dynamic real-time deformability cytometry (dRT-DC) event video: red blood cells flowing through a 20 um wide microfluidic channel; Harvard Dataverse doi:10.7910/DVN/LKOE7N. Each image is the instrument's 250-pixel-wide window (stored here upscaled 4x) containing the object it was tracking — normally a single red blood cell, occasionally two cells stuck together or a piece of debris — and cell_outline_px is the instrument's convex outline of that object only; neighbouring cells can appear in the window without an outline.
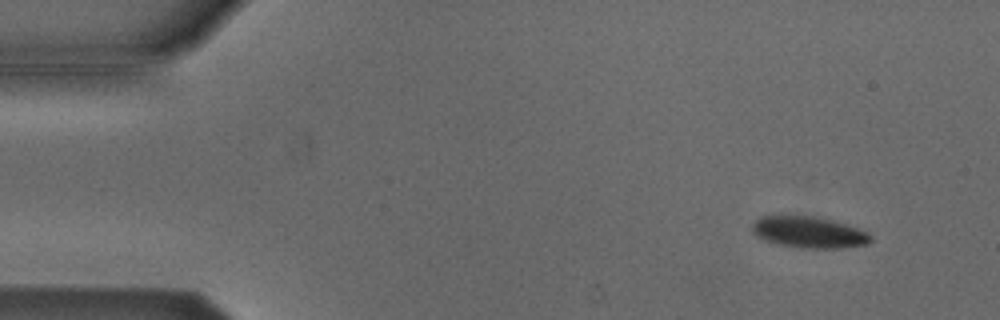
{"species": "Egyptian fruit bat (a non-hibernating species)", "species_latin": "Rousettus aegyptiacus", "temperature_condition": "cold", "stored_images_in_passage": 55, "segment_of_instrument_passage": [1, 2], "camera_frame_rate_fps": 3000, "um_per_image_px": 0.085, "animal": {"sex": "male"}, "frame": {"image": 1, "passage_image": 5, "time_ms": 1.333, "image_size_px": [1000, 320], "cell_outline_px": [[872, 240], [868, 244], [844, 248], [800, 248], [776, 244], [764, 240], [756, 236], [752, 232], [752, 224], [760, 216], [812, 216], [832, 220], [868, 232], [872, 236]], "centroid_in_image_um": [68.75, 19.75], "position_along_channel_um": 16.3, "area_um2": 21.73}}
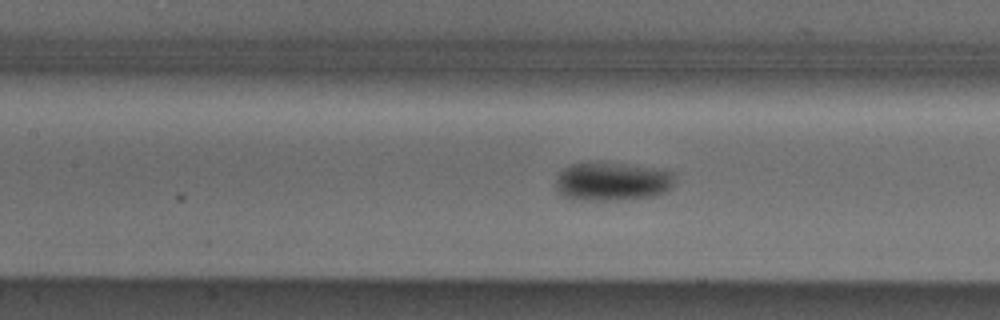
{"frame": {"image": 2, "passage_image": 24, "time_ms": 7.667, "image_size_px": [1000, 320], "cell_outline_px": [[672, 188], [656, 196], [620, 200], [580, 200], [564, 196], [556, 188], [556, 180], [560, 172], [564, 168], [572, 164], [624, 164], [672, 172]], "centroid_in_image_um": [52.02, 15.46], "position_along_channel_um": 155.4, "area_um2": 26.01}}
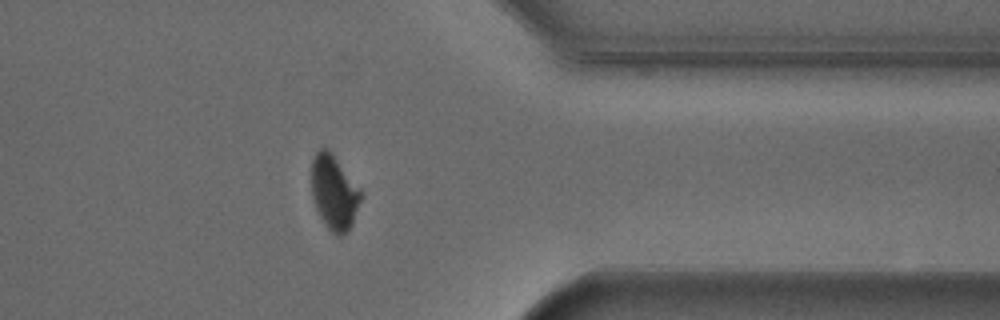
{"frame": {"image": 3, "passage_image": 43, "time_ms": 14.0, "image_size_px": [1000, 320], "cell_outline_px": [[364, 196], [352, 224], [348, 232], [344, 236], [336, 236], [324, 224], [312, 200], [312, 160], [316, 152], [320, 148], [328, 148], [332, 152], [364, 192]], "centroid_in_image_um": [28.44, 16.37], "position_along_channel_um": 383.0, "area_um2": 22.02}}